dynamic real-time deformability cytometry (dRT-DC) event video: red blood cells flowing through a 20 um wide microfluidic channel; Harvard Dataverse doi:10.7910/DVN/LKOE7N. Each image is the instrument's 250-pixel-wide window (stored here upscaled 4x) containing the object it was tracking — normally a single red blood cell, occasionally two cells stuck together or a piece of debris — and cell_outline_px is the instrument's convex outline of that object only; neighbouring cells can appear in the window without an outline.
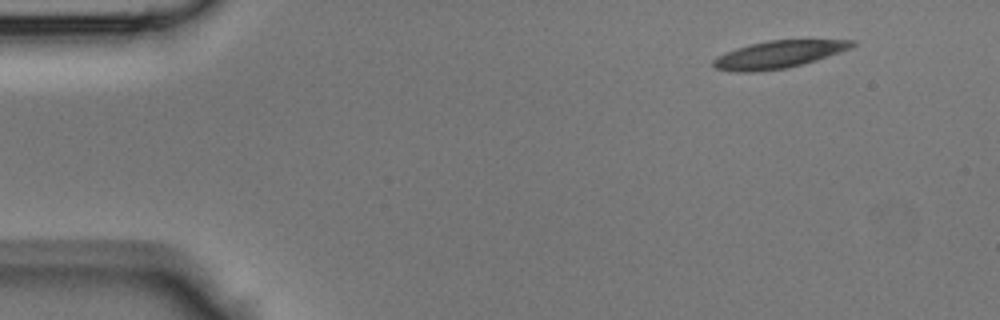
{"species": "Egyptian fruit bat (a non-hibernating species)", "species_latin": "Rousettus aegyptiacus", "temperature_condition": "room temperature", "stored_images_in_passage": 40, "camera_frame_rate_fps": 3000, "um_per_image_px": 0.085, "animal": {"sex": "male"}, "frame": {"image": 1, "passage_image": 1, "time_ms": 0.0, "image_size_px": [1000, 320], "cell_outline_px": [[856, 44], [840, 52], [804, 64], [784, 68], [752, 72], [740, 72], [716, 68], [712, 64], [712, 60], [716, 56], [736, 48], [768, 40], [856, 40]], "centroid_in_image_um": [66.15, 4.63], "position_along_channel_um": 18.8, "area_um2": 21.85}}
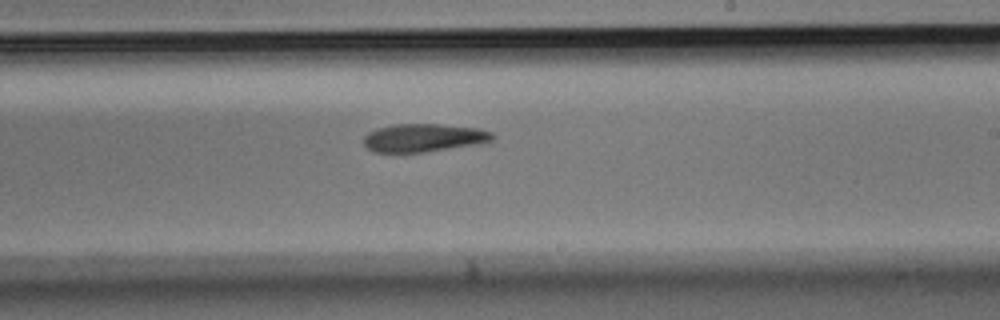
{"frame": {"image": 2, "passage_image": 22, "time_ms": 7.0, "image_size_px": [1000, 320], "cell_outline_px": [[496, 136], [492, 140], [476, 144], [424, 152], [372, 152], [364, 144], [364, 136], [368, 132], [376, 128], [392, 124], [436, 124], [476, 128], [492, 132]], "centroid_in_image_um": [35.97, 11.71], "position_along_channel_um": 253.0, "area_um2": 20.98}}
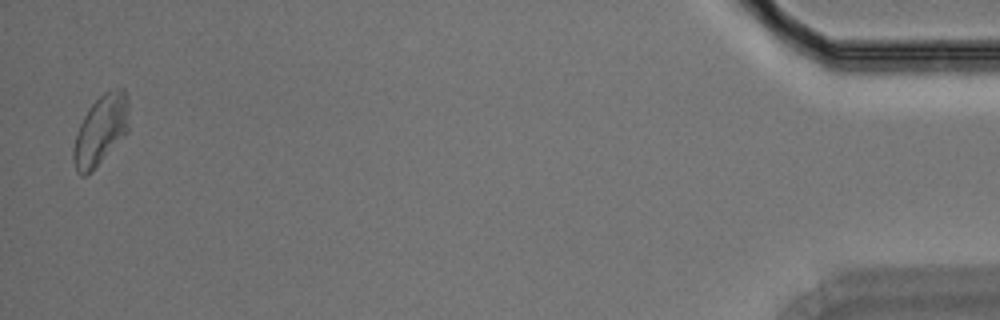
{"frame": {"image": 3, "passage_image": 39, "time_ms": 12.667, "image_size_px": [1000, 320], "cell_outline_px": [[128, 132], [92, 172], [84, 176], [80, 176], [76, 172], [72, 160], [72, 148], [80, 124], [88, 108], [104, 92], [112, 88], [124, 88], [128, 96]], "centroid_in_image_um": [8.55, 11.08], "position_along_channel_um": 426.6, "area_um2": 22.89}}